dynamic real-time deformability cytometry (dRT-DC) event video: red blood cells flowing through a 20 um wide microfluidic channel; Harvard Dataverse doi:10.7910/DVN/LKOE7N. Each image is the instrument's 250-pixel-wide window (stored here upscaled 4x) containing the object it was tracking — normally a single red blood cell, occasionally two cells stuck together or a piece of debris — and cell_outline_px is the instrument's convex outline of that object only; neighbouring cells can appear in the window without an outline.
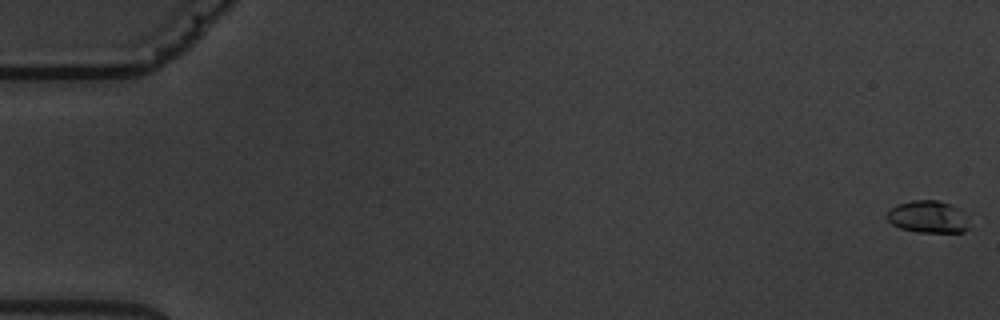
{"species": "common noctule bat (a hibernating species)", "species_latin": "Nyctalus noctula", "temperature_condition": "warm", "stored_images_in_passage": 7, "camera_frame_rate_fps": 3000, "um_per_image_px": 0.085, "animal": {"sex": "male", "body_mass_g": 19.5, "forearm_length_mm": 54.6}, "frame": {"image": 1, "passage_image": 1, "time_ms": 0.0, "image_size_px": [1000, 320], "cell_outline_px": [[972, 228], [964, 232], [916, 232], [900, 228], [892, 224], [888, 220], [888, 212], [896, 204], [912, 200], [936, 200], [960, 208]], "centroid_in_image_um": [78.92, 18.44], "position_along_channel_um": 6.1, "area_um2": 15.49}}
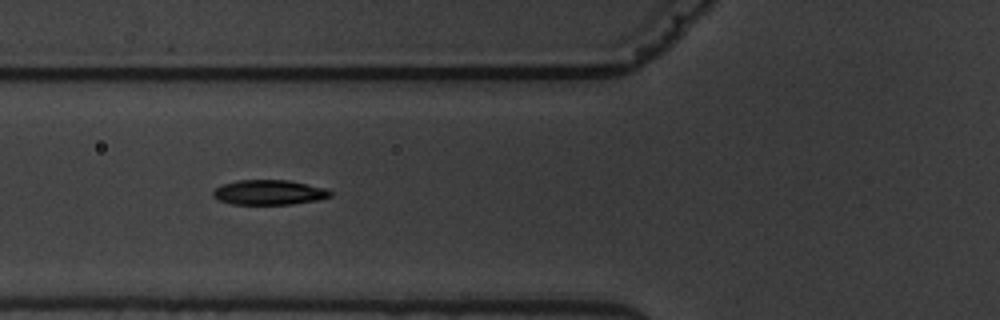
{"frame": {"image": 2, "passage_image": 6, "time_ms": 7.333, "image_size_px": [1000, 320], "cell_outline_px": [[332, 196], [320, 200], [292, 204], [232, 204], [220, 200], [212, 196], [212, 192], [216, 188], [224, 184], [240, 180], [288, 180], [324, 188], [332, 192]], "centroid_in_image_um": [22.89, 16.36], "position_along_channel_um": 102.9, "area_um2": 16.88}}
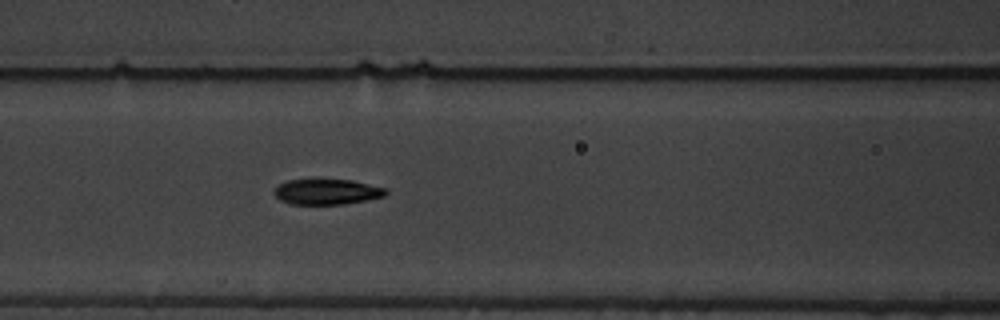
{"frame": {"image": 3, "passage_image": 7, "time_ms": 8.333, "image_size_px": [1000, 320], "cell_outline_px": [[388, 192], [384, 196], [344, 204], [292, 204], [280, 200], [272, 192], [280, 184], [288, 180], [352, 180], [388, 188]], "centroid_in_image_um": [27.81, 16.3], "position_along_channel_um": 138.8, "area_um2": 16.42}}